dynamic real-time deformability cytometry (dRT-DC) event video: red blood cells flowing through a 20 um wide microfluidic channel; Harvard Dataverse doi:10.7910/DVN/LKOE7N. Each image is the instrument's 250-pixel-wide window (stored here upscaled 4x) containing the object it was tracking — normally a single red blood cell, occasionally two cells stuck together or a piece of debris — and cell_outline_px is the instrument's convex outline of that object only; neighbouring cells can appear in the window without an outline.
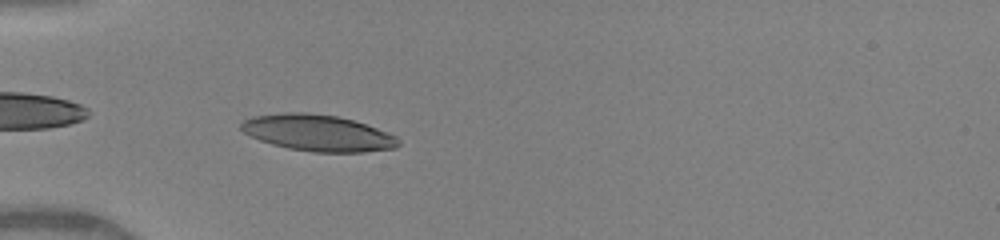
{"species": "human", "species_latin": "Homo sapiens", "temperature_condition": "warm", "stored_images_in_passage": 35, "camera_frame_rate_fps": 3000, "um_per_image_px": 0.085, "donor": {"sex": "female"}, "frame": {"image": 1, "passage_image": 2, "time_ms": 0.333, "image_size_px": [1000, 240], "cell_outline_px": [[400, 144], [396, 148], [364, 152], [312, 152], [288, 148], [272, 144], [260, 140], [244, 132], [240, 128], [240, 124], [244, 120], [252, 116], [284, 112], [304, 112], [336, 116], [352, 120], [376, 128], [396, 136], [400, 140]], "centroid_in_image_um": [27.01, 11.3], "position_along_channel_um": 58.0, "area_um2": 33.23}}
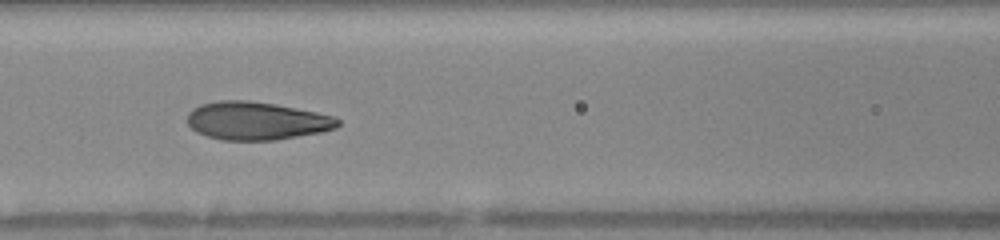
{"frame": {"image": 2, "passage_image": 9, "time_ms": 2.667, "image_size_px": [1000, 240], "cell_outline_px": [[340, 124], [336, 128], [320, 132], [276, 140], [224, 140], [208, 136], [196, 132], [188, 124], [188, 112], [192, 108], [200, 104], [216, 100], [248, 100], [276, 104], [336, 116], [340, 120]], "centroid_in_image_um": [21.8, 10.26], "position_along_channel_um": 144.8, "area_um2": 33.52}}
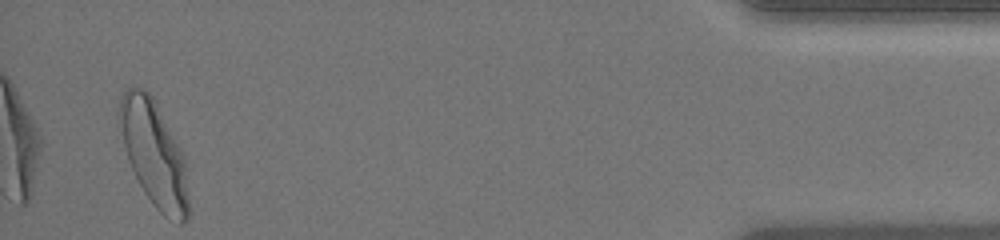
{"frame": {"image": 3, "passage_image": 34, "time_ms": 11.0, "image_size_px": [1000, 240], "cell_outline_px": [[188, 220], [184, 224], [180, 224], [168, 220], [156, 208], [144, 192], [128, 160], [116, 124], [116, 112], [120, 96], [124, 88], [144, 88], [152, 96], [180, 148], [184, 156], [188, 196]], "centroid_in_image_um": [13.04, 13.05], "position_along_channel_um": 422.2, "area_um2": 42.83}, "authors_computed_cell_mechanics": {"area_um2": 33.813, "velocity_mm_per_s": 4.1182, "shape_relaxation_time_tau1_ms": 3.0105, "shape_relaxation_time_tau2_ms": null, "deformation_change_tau1": 0.1552, "deformation_change_tau2": null}}